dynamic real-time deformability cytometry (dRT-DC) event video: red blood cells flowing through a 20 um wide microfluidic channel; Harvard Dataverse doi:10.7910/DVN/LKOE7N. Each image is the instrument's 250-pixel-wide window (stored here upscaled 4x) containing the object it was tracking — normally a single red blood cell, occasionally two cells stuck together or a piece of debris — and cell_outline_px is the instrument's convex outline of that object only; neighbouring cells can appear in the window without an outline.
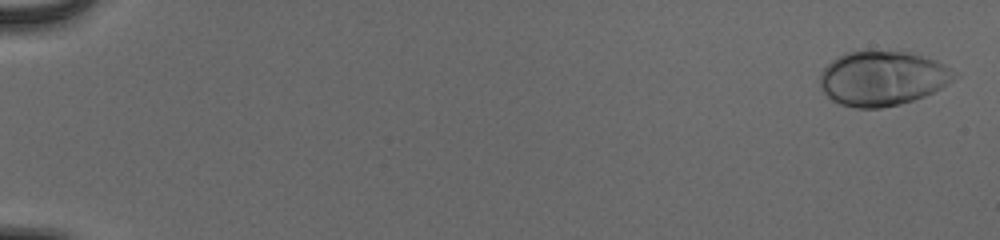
{"species": "human", "species_latin": "Homo sapiens", "temperature_condition": "cold", "stored_images_in_passage": 55, "camera_frame_rate_fps": 3000, "um_per_image_px": 0.085, "donor": {"sex": "male"}, "frame": {"image": 1, "passage_image": 2, "time_ms": 0.333, "image_size_px": [1000, 240], "cell_outline_px": [[960, 76], [948, 84], [924, 96], [900, 104], [880, 108], [856, 108], [840, 104], [832, 100], [820, 88], [820, 72], [832, 60], [844, 52], [900, 48], [904, 48], [936, 60], [944, 64]], "centroid_in_image_um": [75.03, 6.6], "position_along_channel_um": 10.0, "area_um2": 43.87}}
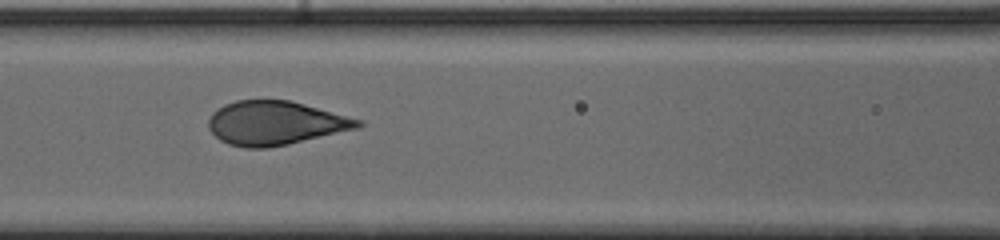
{"frame": {"image": 2, "passage_image": 27, "time_ms": 8.667, "image_size_px": [1000, 240], "cell_outline_px": [[364, 124], [360, 128], [288, 144], [268, 148], [244, 148], [228, 144], [220, 140], [208, 128], [208, 120], [212, 112], [224, 104], [236, 100], [288, 100], [304, 104], [364, 120]], "centroid_in_image_um": [23.41, 10.46], "position_along_channel_um": 143.2, "area_um2": 38.38}}
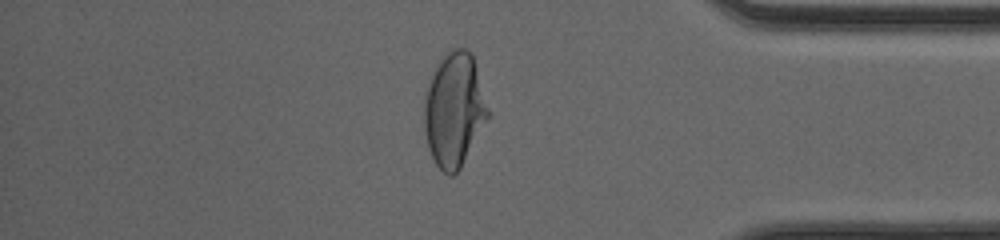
{"frame": {"image": 3, "passage_image": 48, "time_ms": 15.667, "image_size_px": [1000, 240], "cell_outline_px": [[492, 112], [488, 120], [460, 168], [452, 176], [448, 176], [436, 164], [428, 148], [424, 128], [424, 100], [428, 80], [432, 72], [448, 48], [464, 48], [472, 56]], "centroid_in_image_um": [38.62, 9.32], "position_along_channel_um": 396.6, "area_um2": 42.83}, "authors_computed_cell_mechanics": {"area_um2": 40.46, "velocity_mm_per_s": 3.8895, "shape_relaxation_time_tau1_ms": 3.6121, "shape_relaxation_time_tau2_ms": null, "deformation_change_tau1": 0.1787, "deformation_change_tau2": null}}